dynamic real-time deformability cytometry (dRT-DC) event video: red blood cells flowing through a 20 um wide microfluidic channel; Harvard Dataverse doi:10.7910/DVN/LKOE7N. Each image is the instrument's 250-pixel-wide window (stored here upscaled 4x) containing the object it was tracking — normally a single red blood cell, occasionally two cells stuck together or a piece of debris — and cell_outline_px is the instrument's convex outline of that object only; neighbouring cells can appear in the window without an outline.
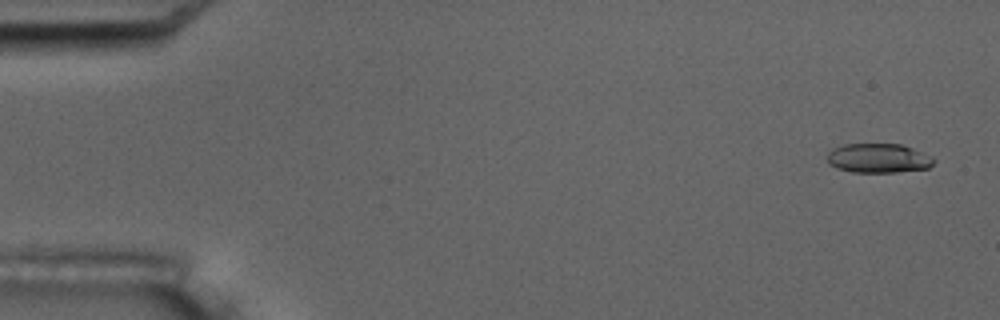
{"species": "common noctule bat (a hibernating species)", "species_latin": "Nyctalus noctula", "temperature_condition": "room temperature", "stored_images_in_passage": 7, "camera_frame_rate_fps": 3000, "um_per_image_px": 0.085, "animal": {"sex": "male", "body_mass_g": 17.5, "forearm_length_mm": 52.3}, "frame": {"image": 1, "passage_image": 1, "time_ms": 0.0, "image_size_px": [1000, 320], "cell_outline_px": [[936, 160], [928, 168], [896, 172], [852, 172], [836, 168], [828, 164], [828, 152], [832, 148], [844, 144], [900, 144], [912, 148], [932, 156]], "centroid_in_image_um": [74.65, 13.45], "position_along_channel_um": 10.4, "area_um2": 18.26}}
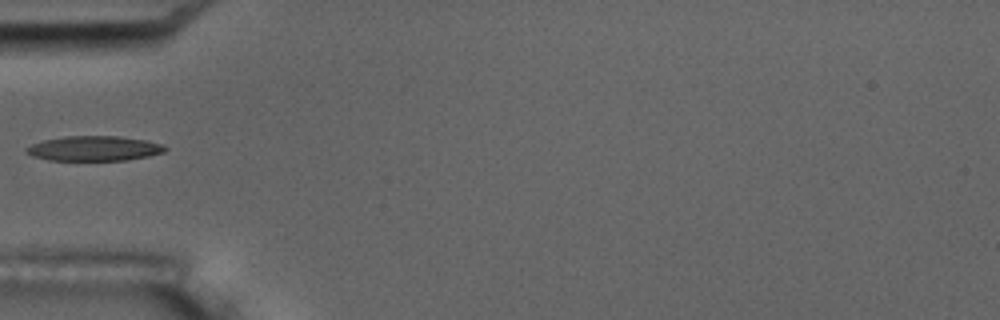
{"frame": {"image": 2, "passage_image": 5, "time_ms": 5.667, "image_size_px": [1000, 320], "cell_outline_px": [[168, 148], [164, 152], [148, 156], [128, 160], [48, 160], [32, 156], [24, 152], [24, 148], [32, 144], [44, 140], [64, 136], [120, 136], [144, 140], [164, 144]], "centroid_in_image_um": [7.99, 12.61], "position_along_channel_um": 77.0, "area_um2": 20.23}}